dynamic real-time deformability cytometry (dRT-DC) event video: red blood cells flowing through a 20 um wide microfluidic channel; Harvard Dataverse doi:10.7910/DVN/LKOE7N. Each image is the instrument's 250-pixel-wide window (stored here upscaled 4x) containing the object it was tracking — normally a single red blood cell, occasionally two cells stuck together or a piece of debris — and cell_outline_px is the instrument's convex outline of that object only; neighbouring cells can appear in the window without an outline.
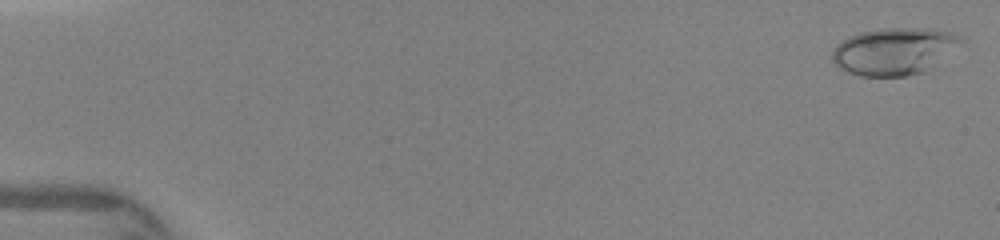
{"species": "human", "species_latin": "Homo sapiens", "temperature_condition": "warm", "stored_images_in_passage": 6, "camera_frame_rate_fps": 3000, "um_per_image_px": 0.085, "donor": {"sex": "female"}, "frame": {"image": 1, "passage_image": 1, "time_ms": 0.0, "image_size_px": [1000, 240], "cell_outline_px": [[960, 40], [932, 68], [924, 72], [908, 76], [860, 76], [848, 72], [840, 68], [832, 60], [832, 52], [836, 44], [848, 36], [860, 32], [884, 28], [932, 28], [952, 32], [960, 36]], "centroid_in_image_um": [75.93, 4.35], "position_along_channel_um": 9.1, "area_um2": 35.03}}